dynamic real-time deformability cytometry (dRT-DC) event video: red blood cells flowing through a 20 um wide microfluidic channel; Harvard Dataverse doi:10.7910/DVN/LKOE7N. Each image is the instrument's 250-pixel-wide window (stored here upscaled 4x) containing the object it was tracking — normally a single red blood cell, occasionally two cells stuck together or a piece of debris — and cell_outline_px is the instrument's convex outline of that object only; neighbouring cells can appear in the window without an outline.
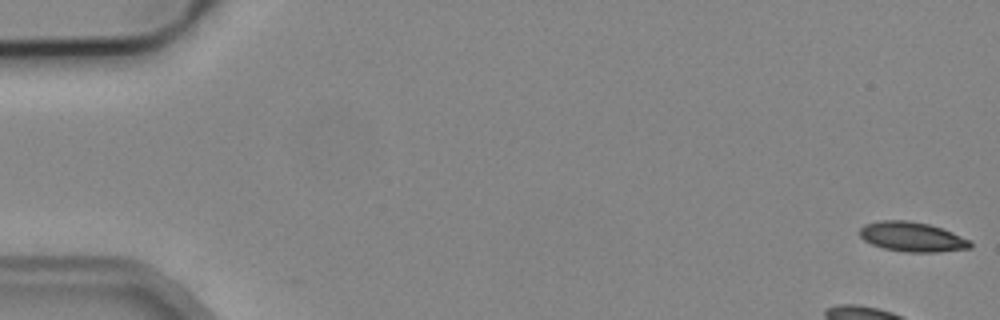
{"species": "common noctule bat (a hibernating species)", "species_latin": "Nyctalus noctula", "temperature_condition": "cold", "stored_images_in_passage": 5, "camera_frame_rate_fps": 3000, "um_per_image_px": 0.085, "animal": {"sex": "male", "body_mass_g": 19.2, "forearm_length_mm": 51.8}, "frame": {"image": 1, "passage_image": 1, "time_ms": 0.0, "image_size_px": [1000, 320], "cell_outline_px": [[972, 248], [936, 252], [904, 252], [884, 248], [872, 244], [864, 240], [860, 236], [860, 228], [864, 224], [880, 220], [908, 220], [928, 224], [952, 232], [972, 240]], "centroid_in_image_um": [77.54, 20.13], "position_along_channel_um": 7.5, "area_um2": 19.19}}